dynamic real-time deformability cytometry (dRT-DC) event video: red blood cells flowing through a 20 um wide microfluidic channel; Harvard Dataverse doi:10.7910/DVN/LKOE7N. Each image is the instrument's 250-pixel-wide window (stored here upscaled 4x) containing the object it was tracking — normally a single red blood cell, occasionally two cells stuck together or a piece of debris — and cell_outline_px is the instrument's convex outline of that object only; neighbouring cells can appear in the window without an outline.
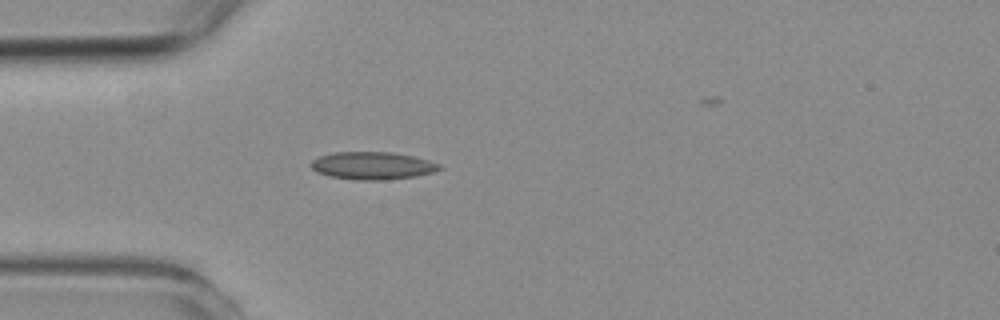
{"species": "common noctule bat (a hibernating species)", "species_latin": "Nyctalus noctula", "temperature_condition": "room temperature", "stored_images_in_passage": 34, "camera_frame_rate_fps": 3000, "um_per_image_px": 0.085, "animal": {"sex": "female", "body_mass_g": 19.3, "forearm_length_mm": 54.1}, "frame": {"image": 1, "passage_image": 1, "time_ms": 0.0, "image_size_px": [1000, 320], "cell_outline_px": [[444, 168], [432, 172], [416, 176], [384, 180], [360, 180], [328, 176], [316, 172], [308, 164], [312, 160], [320, 156], [332, 152], [392, 152], [412, 156], [428, 160], [440, 164]], "centroid_in_image_um": [31.64, 14.08], "position_along_channel_um": 53.4, "area_um2": 20.75}}
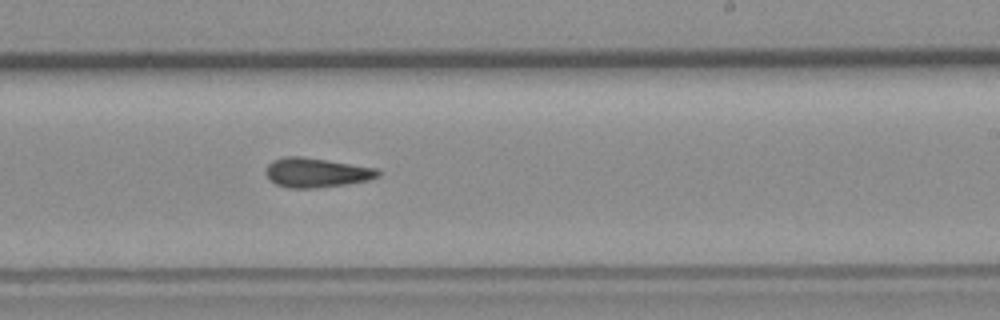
{"frame": {"image": 2, "passage_image": 19, "time_ms": 6.0, "image_size_px": [1000, 320], "cell_outline_px": [[380, 176], [368, 180], [348, 184], [316, 188], [288, 188], [276, 184], [264, 172], [268, 164], [272, 160], [284, 156], [300, 156], [328, 160], [376, 168], [380, 172]], "centroid_in_image_um": [26.88, 14.67], "position_along_channel_um": 262.1, "area_um2": 19.31}}
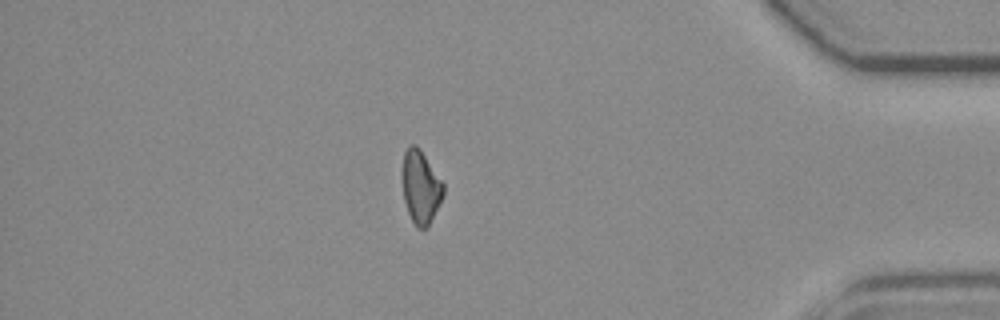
{"frame": {"image": 3, "passage_image": 34, "time_ms": 11.0, "image_size_px": [1000, 320], "cell_outline_px": [[444, 192], [428, 224], [424, 228], [416, 228], [408, 212], [404, 200], [400, 176], [404, 152], [412, 144], [416, 144], [420, 148], [444, 184]], "centroid_in_image_um": [35.7, 15.84], "position_along_channel_um": 399.5, "area_um2": 17.4}, "authors_computed_cell_mechanics": {"area_um2": 18.8139, "velocity_mm_per_s": 3.5762, "shape_relaxation_time_tau1_ms": null, "shape_relaxation_time_tau2_ms": 8.6661, "deformation_change_tau1": null, "deformation_change_tau2": 0.1513}}